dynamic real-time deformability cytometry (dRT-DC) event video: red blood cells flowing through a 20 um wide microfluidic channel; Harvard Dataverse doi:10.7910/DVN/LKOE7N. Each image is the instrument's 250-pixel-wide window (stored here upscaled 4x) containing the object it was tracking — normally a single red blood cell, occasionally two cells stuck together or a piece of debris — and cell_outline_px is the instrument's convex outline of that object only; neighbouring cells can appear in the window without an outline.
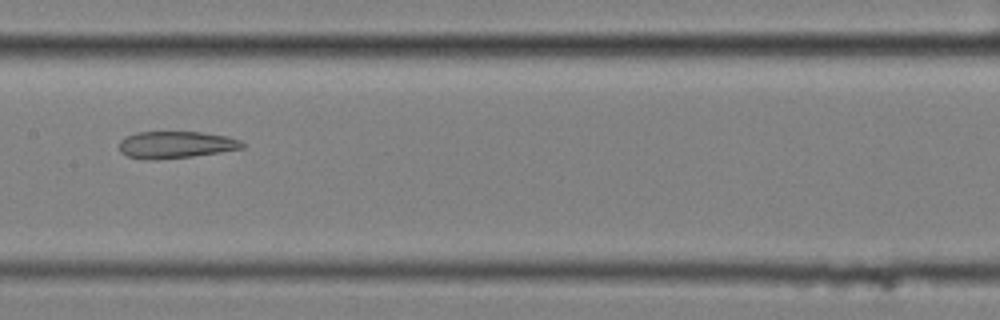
{"species": "common noctule bat (a hibernating species)", "species_latin": "Nyctalus noctula", "temperature_condition": "cold", "stored_images_in_passage": 10, "camera_frame_rate_fps": 3000, "um_per_image_px": 0.085, "animal": {"sex": "female", "body_mass_g": 25.1}, "frame": {"image": 1, "passage_image": 7, "time_ms": 2.0, "image_size_px": [1000, 320], "cell_outline_px": [[244, 148], [220, 152], [192, 156], [156, 160], [144, 160], [128, 156], [120, 152], [120, 140], [136, 132], [200, 132], [228, 136], [240, 140], [244, 144]], "centroid_in_image_um": [14.94, 12.31], "position_along_channel_um": 192.5, "area_um2": 19.36}}
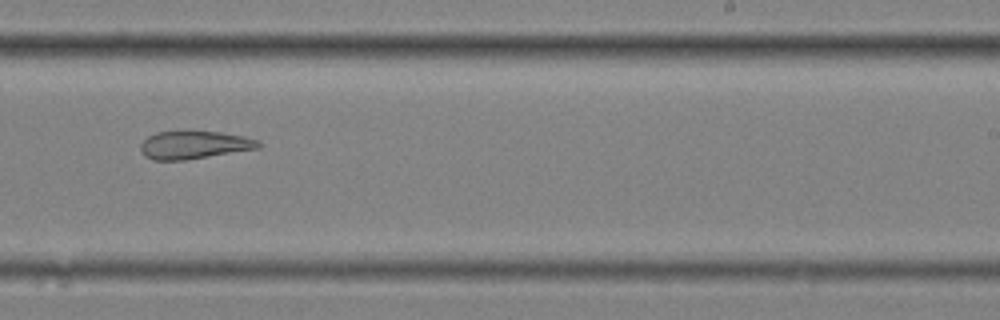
{"frame": {"image": 2, "passage_image": 9, "time_ms": 2.667, "image_size_px": [1000, 320], "cell_outline_px": [[260, 148], [184, 160], [152, 160], [144, 156], [140, 148], [140, 144], [148, 136], [156, 132], [184, 128], [192, 128], [220, 132], [244, 136], [256, 140], [260, 144]], "centroid_in_image_um": [16.44, 12.26], "position_along_channel_um": 272.6, "area_um2": 19.94}}
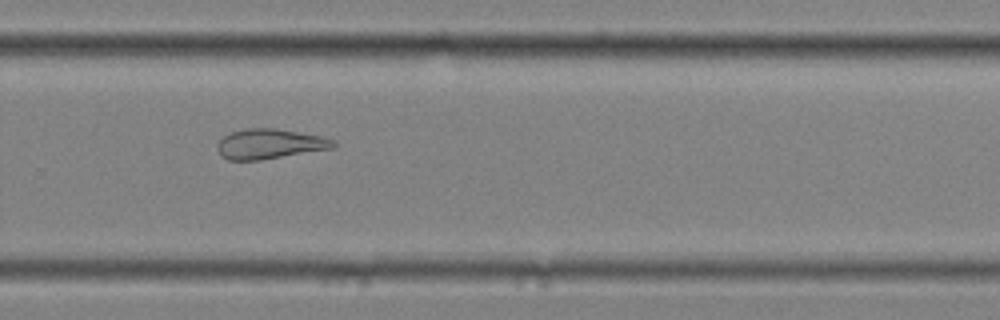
{"frame": {"image": 3, "passage_image": 10, "time_ms": 3.0, "image_size_px": [1000, 320], "cell_outline_px": [[336, 148], [260, 160], [228, 160], [220, 156], [216, 148], [216, 144], [228, 132], [244, 128], [272, 128], [324, 136], [336, 140]], "centroid_in_image_um": [22.92, 12.23], "position_along_channel_um": 306.9, "area_um2": 20.63}}